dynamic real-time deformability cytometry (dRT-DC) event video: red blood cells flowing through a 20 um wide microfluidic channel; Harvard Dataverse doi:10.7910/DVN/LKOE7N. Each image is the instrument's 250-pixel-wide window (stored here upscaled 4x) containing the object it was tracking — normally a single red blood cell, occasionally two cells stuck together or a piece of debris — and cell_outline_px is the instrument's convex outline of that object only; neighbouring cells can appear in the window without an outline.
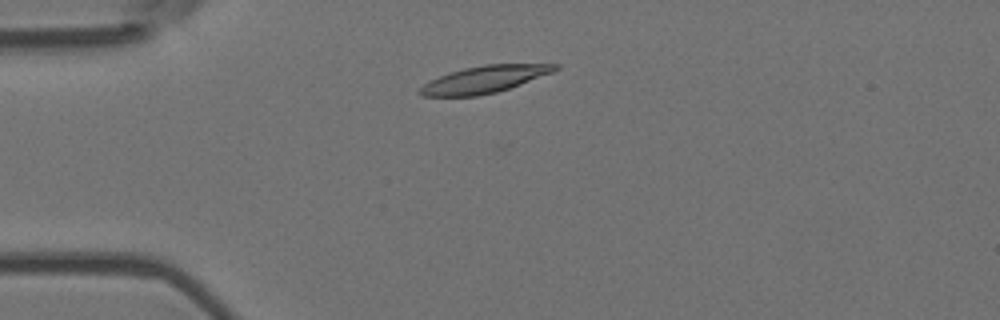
{"species": "Egyptian fruit bat (a non-hibernating species)", "species_latin": "Rousettus aegyptiacus", "temperature_condition": "room temperature", "stored_images_in_passage": 7, "camera_frame_rate_fps": 3000, "um_per_image_px": 0.085, "animal": {"sex": "female"}, "frame": {"image": 1, "passage_image": 3, "time_ms": 0.667, "image_size_px": [1000, 320], "cell_outline_px": [[560, 68], [552, 72], [520, 84], [496, 92], [476, 96], [420, 96], [416, 92], [424, 84], [448, 72], [464, 68], [484, 64], [560, 64]], "centroid_in_image_um": [41.14, 6.74], "position_along_channel_um": 43.9, "area_um2": 21.1}}
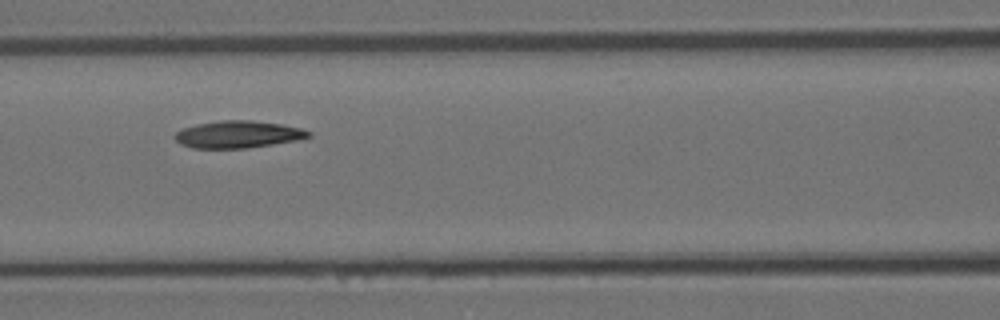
{"frame": {"image": 2, "passage_image": 6, "time_ms": 1.667, "image_size_px": [1000, 320], "cell_outline_px": [[312, 136], [296, 140], [272, 144], [244, 148], [192, 148], [180, 144], [172, 136], [176, 132], [184, 128], [196, 124], [220, 120], [252, 120], [280, 124], [300, 128], [312, 132]], "centroid_in_image_um": [20.2, 11.42], "position_along_channel_um": 146.4, "area_um2": 21.1}}
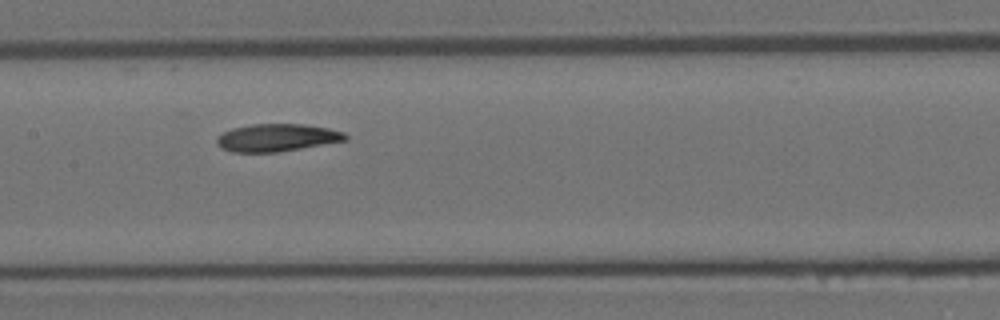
{"frame": {"image": 3, "passage_image": 7, "time_ms": 2.0, "image_size_px": [1000, 320], "cell_outline_px": [[348, 140], [276, 152], [232, 152], [220, 148], [216, 144], [216, 140], [224, 132], [232, 128], [252, 124], [304, 124], [328, 128], [344, 132], [348, 136]], "centroid_in_image_um": [23.54, 11.7], "position_along_channel_um": 183.9, "area_um2": 20.58}}